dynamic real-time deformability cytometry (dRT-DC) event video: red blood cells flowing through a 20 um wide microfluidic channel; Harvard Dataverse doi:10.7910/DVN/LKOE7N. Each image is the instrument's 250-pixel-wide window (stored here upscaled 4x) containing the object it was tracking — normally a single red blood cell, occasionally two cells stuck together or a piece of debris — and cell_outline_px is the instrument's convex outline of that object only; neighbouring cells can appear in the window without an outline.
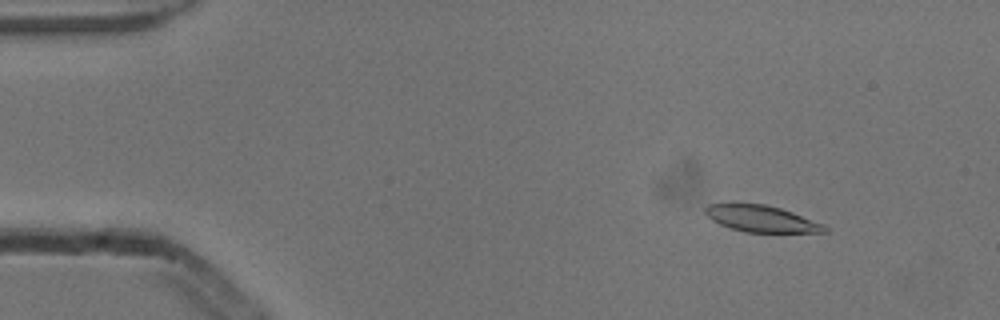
{"species": "common noctule bat (a hibernating species)", "species_latin": "Nyctalus noctula", "temperature_condition": "cold", "stored_images_in_passage": 9, "camera_frame_rate_fps": 3000, "um_per_image_px": 0.085, "animal": {"sex": "male", "body_mass_g": 13.3}, "frame": {"image": 1, "passage_image": 2, "time_ms": 0.333, "image_size_px": [1000, 320], "cell_outline_px": [[828, 232], [744, 232], [720, 224], [712, 220], [704, 212], [704, 208], [708, 204], [732, 200], [736, 200], [764, 204], [780, 208], [792, 212], [824, 224], [828, 228]], "centroid_in_image_um": [64.63, 18.53], "position_along_channel_um": 20.4, "area_um2": 19.07}}
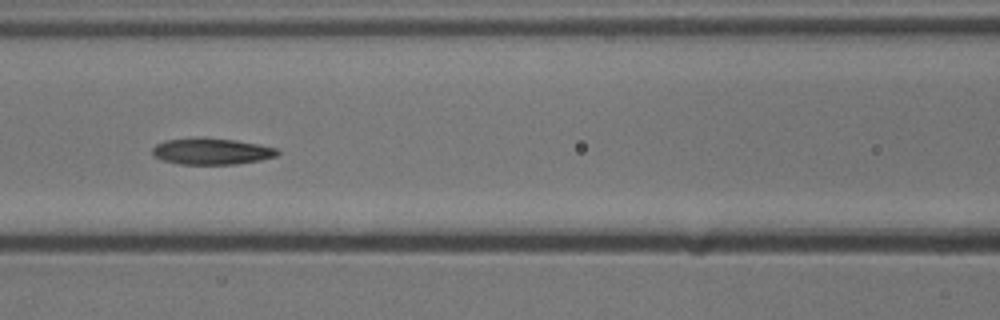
{"frame": {"image": 2, "passage_image": 7, "time_ms": 2.0, "image_size_px": [1000, 320], "cell_outline_px": [[280, 152], [276, 156], [260, 160], [236, 164], [180, 164], [164, 160], [152, 156], [152, 148], [156, 144], [164, 140], [236, 140], [276, 148]], "centroid_in_image_um": [17.99, 12.9], "position_along_channel_um": 148.6, "area_um2": 18.38}}
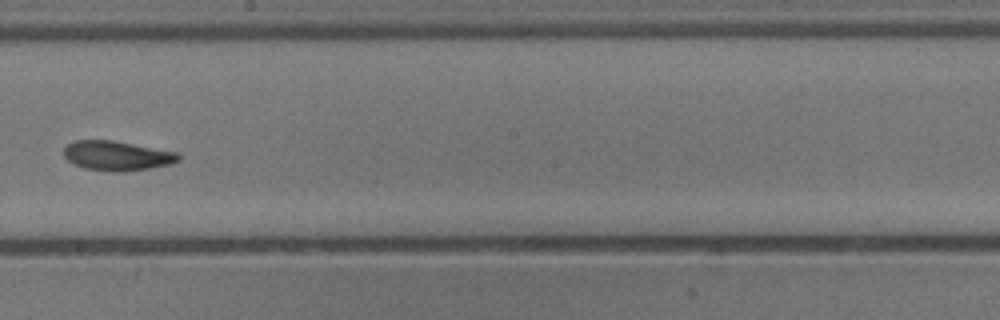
{"frame": {"image": 3, "passage_image": 9, "time_ms": 2.667, "image_size_px": [1000, 320], "cell_outline_px": [[180, 160], [172, 164], [124, 172], [112, 172], [84, 168], [72, 164], [64, 156], [64, 148], [72, 140], [112, 140], [176, 152], [180, 156]], "centroid_in_image_um": [9.91, 13.24], "position_along_channel_um": 238.3, "area_um2": 19.83}}